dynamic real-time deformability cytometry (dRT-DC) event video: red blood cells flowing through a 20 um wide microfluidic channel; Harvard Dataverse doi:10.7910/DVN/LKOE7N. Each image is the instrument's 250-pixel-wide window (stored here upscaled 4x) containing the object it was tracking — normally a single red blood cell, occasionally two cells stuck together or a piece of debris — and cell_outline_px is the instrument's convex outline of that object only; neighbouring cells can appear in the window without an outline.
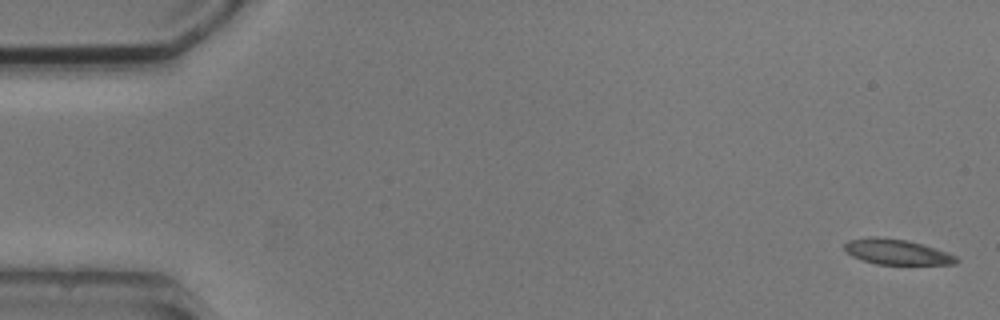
{"species": "common noctule bat (a hibernating species)", "species_latin": "Nyctalus noctula", "temperature_condition": "cold", "stored_images_in_passage": 5, "camera_frame_rate_fps": 3000, "um_per_image_px": 0.085, "animal": {"sex": "male", "body_mass_g": 20.5, "forearm_length_mm": 52.5}, "frame": {"image": 1, "passage_image": 1, "time_ms": 0.0, "image_size_px": [1000, 320], "cell_outline_px": [[960, 260], [956, 264], [876, 264], [852, 256], [844, 248], [844, 244], [848, 240], [872, 236], [876, 236], [908, 240], [936, 248], [948, 252], [956, 256]], "centroid_in_image_um": [76.25, 21.4], "position_along_channel_um": 8.7, "area_um2": 16.53}}
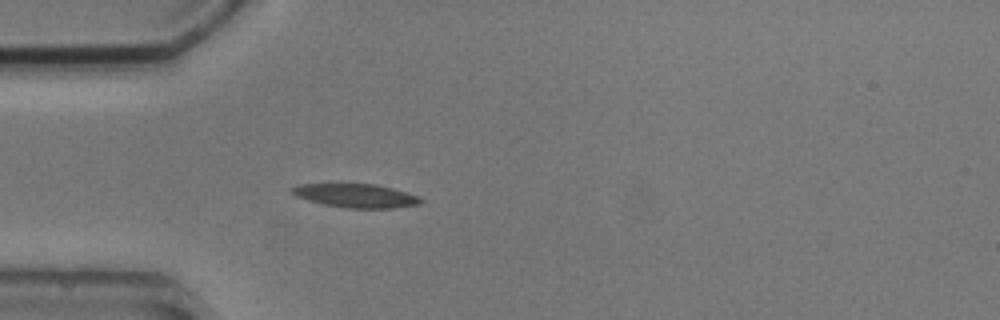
{"frame": {"image": 2, "passage_image": 5, "time_ms": 4.667, "image_size_px": [1000, 320], "cell_outline_px": [[424, 200], [420, 204], [392, 208], [348, 208], [324, 204], [308, 200], [296, 196], [292, 192], [292, 188], [300, 184], [376, 184], [392, 188], [416, 196]], "centroid_in_image_um": [30.26, 16.63], "position_along_channel_um": 54.7, "area_um2": 17.46}}